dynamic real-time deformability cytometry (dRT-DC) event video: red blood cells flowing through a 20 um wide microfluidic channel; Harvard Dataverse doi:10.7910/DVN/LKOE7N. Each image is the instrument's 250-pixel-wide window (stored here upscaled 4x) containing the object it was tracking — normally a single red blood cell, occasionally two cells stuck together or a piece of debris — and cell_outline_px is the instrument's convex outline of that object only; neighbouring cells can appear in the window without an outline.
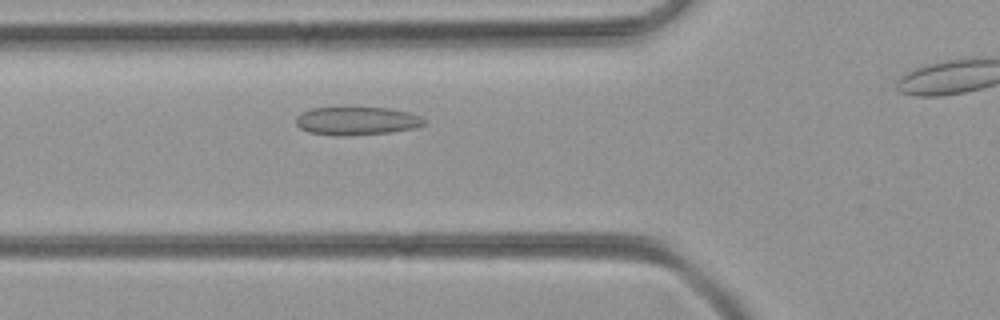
{"species": "common noctule bat (a hibernating species)", "species_latin": "Nyctalus noctula", "temperature_condition": "room temperature", "stored_images_in_passage": 29, "camera_frame_rate_fps": 3000, "um_per_image_px": 0.085, "animal": {"sex": "female", "body_mass_g": 21.9}, "frame": {"image": 1, "passage_image": 6, "time_ms": 1.667, "image_size_px": [1000, 320], "cell_outline_px": [[424, 124], [412, 128], [392, 132], [348, 136], [336, 136], [308, 132], [300, 128], [296, 124], [296, 116], [312, 108], [388, 108], [408, 112], [420, 116], [424, 120]], "centroid_in_image_um": [30.29, 10.29], "position_along_channel_um": 95.5, "area_um2": 20.92}}
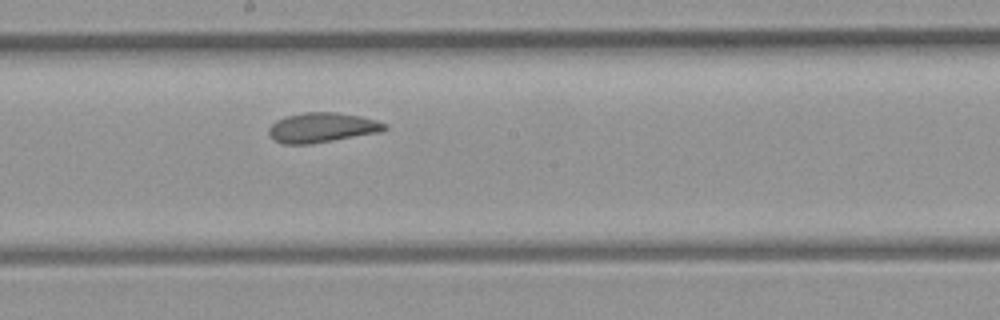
{"frame": {"image": 2, "passage_image": 15, "time_ms": 4.667, "image_size_px": [1000, 320], "cell_outline_px": [[388, 128], [380, 132], [312, 144], [284, 144], [272, 140], [268, 132], [268, 128], [276, 120], [288, 116], [304, 112], [336, 112], [360, 116], [376, 120], [388, 124]], "centroid_in_image_um": [27.37, 10.85], "position_along_channel_um": 220.8, "area_um2": 20.23}}
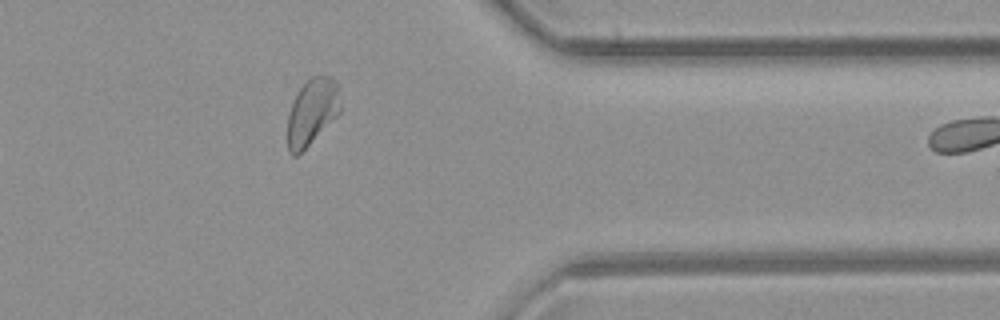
{"frame": {"image": 3, "passage_image": 28, "time_ms": 9.0, "image_size_px": [1000, 320], "cell_outline_px": [[340, 112], [296, 156], [292, 156], [288, 152], [288, 116], [292, 104], [300, 88], [312, 76], [332, 76], [336, 80], [340, 104]], "centroid_in_image_um": [26.52, 9.48], "position_along_channel_um": 384.9, "area_um2": 19.83}}